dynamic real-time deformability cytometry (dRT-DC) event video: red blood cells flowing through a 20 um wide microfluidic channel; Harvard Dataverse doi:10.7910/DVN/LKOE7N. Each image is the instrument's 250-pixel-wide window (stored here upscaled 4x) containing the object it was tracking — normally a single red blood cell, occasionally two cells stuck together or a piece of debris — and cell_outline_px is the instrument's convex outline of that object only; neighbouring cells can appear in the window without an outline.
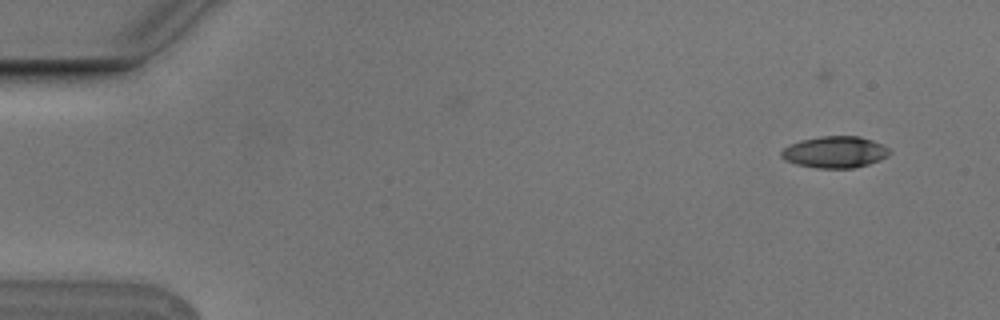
{"species": "Egyptian fruit bat (a non-hibernating species)", "species_latin": "Rousettus aegyptiacus", "temperature_condition": "cold", "stored_images_in_passage": 8, "camera_frame_rate_fps": 3000, "um_per_image_px": 0.085, "animal": {"sex": "male"}, "frame": {"image": 1, "passage_image": 1, "time_ms": 0.0, "image_size_px": [1000, 320], "cell_outline_px": [[892, 152], [888, 156], [880, 160], [868, 164], [852, 168], [816, 168], [796, 164], [784, 160], [780, 156], [780, 152], [788, 144], [800, 140], [820, 136], [860, 136], [872, 140], [888, 148]], "centroid_in_image_um": [70.94, 12.92], "position_along_channel_um": 14.1, "area_um2": 20.06}}
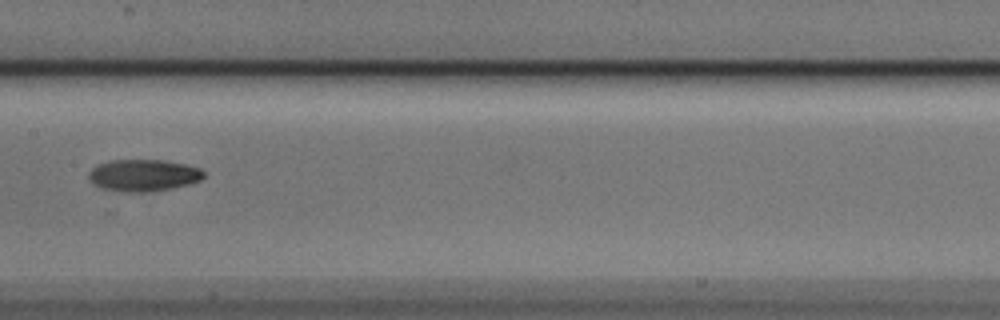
{"frame": {"image": 2, "passage_image": 8, "time_ms": 2.333, "image_size_px": [1000, 320], "cell_outline_px": [[204, 176], [200, 180], [188, 184], [172, 188], [144, 192], [124, 192], [100, 188], [88, 180], [88, 172], [96, 164], [108, 160], [164, 160], [184, 164], [200, 168], [204, 172]], "centroid_in_image_um": [12.13, 14.89], "position_along_channel_um": 195.3, "area_um2": 21.5}}